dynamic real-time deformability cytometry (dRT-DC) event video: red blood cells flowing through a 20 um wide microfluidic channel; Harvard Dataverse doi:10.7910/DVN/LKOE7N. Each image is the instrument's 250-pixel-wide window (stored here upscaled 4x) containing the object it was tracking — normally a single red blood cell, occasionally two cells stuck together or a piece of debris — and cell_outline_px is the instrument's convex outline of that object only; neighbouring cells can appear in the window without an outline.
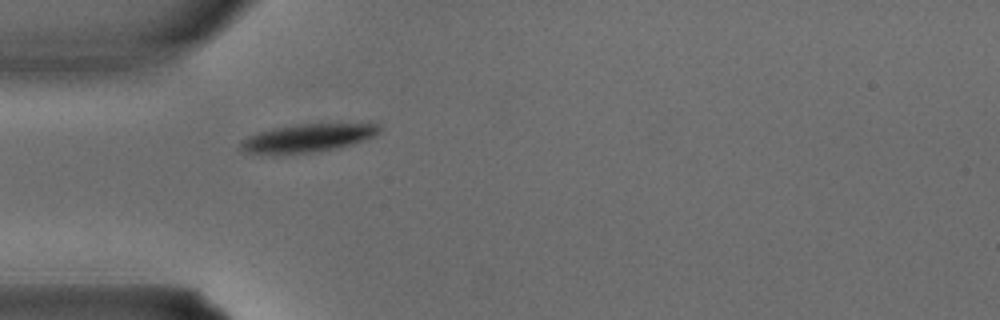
{"species": "common noctule bat (a hibernating species)", "species_latin": "Nyctalus noctula", "temperature_condition": "warm", "stored_images_in_passage": 1, "camera_frame_rate_fps": 3000, "um_per_image_px": 0.085, "animal": {"sex": "male", "body_mass_g": 15.6}, "frame": {"image": 1, "passage_image": 1, "time_ms": 0.0, "image_size_px": [1000, 320], "cell_outline_px": [[380, 132], [372, 136], [352, 144], [336, 148], [308, 152], [276, 156], [272, 156], [244, 152], [240, 148], [240, 140], [248, 136], [272, 128], [304, 124], [368, 120], [380, 124]], "centroid_in_image_um": [26.21, 11.7], "position_along_channel_um": 58.8, "area_um2": 23.81}}